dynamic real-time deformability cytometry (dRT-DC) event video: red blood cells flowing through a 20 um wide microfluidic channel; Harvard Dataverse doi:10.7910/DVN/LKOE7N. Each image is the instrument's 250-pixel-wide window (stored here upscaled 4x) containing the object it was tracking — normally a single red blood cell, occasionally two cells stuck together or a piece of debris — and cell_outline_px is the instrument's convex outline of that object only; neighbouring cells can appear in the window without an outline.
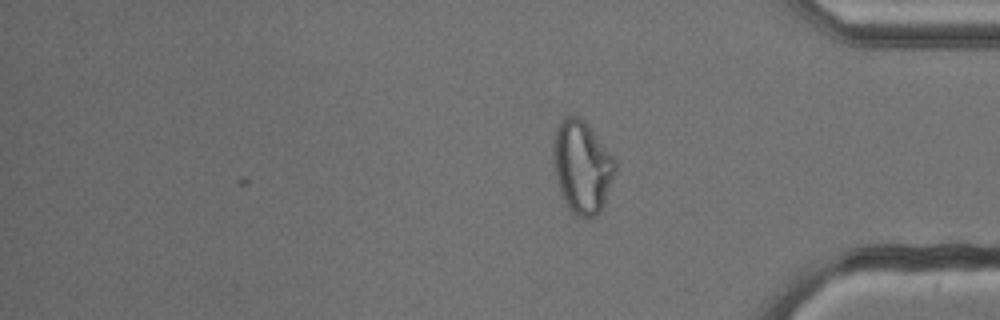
{"species": "common noctule bat (a hibernating species)", "species_latin": "Nyctalus noctula", "temperature_condition": "cold", "stored_images_in_passage": 29, "camera_frame_rate_fps": 3000, "um_per_image_px": 0.085, "animal": {"sex": "male", "body_mass_g": 13.3}, "frame": {"image": 1, "passage_image": 29, "time_ms": 9.333, "image_size_px": [1000, 320], "cell_outline_px": [[616, 168], [604, 204], [600, 212], [596, 216], [584, 220], [572, 212], [568, 208], [560, 196], [552, 156], [552, 140], [556, 124], [564, 116], [580, 116], [584, 120], [616, 160]], "centroid_in_image_um": [49.43, 14.18], "position_along_channel_um": 385.8, "area_um2": 33.93}, "authors_computed_cell_mechanics": {"area_um2": 24.565, "velocity_mm_per_s": 3.808, "shape_relaxation_time_tau1_ms": null, "shape_relaxation_time_tau2_ms": 0.962, "deformation_change_tau1": null, "deformation_change_tau2": 0.0846}}